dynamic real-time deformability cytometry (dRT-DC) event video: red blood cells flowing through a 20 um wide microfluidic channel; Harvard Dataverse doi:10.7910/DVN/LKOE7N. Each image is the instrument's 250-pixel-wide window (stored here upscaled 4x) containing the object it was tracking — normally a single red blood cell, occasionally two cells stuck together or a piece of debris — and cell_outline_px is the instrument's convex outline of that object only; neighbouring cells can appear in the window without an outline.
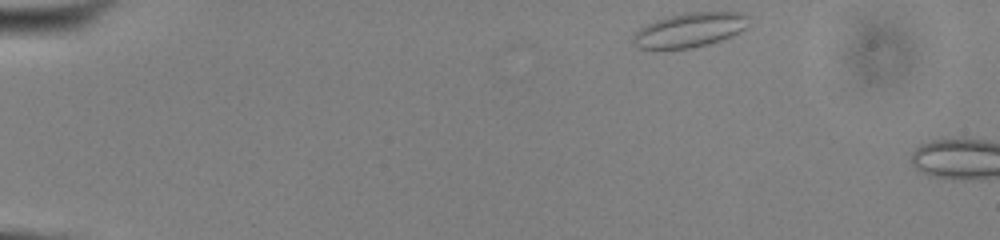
{"species": "common noctule bat (a hibernating species)", "species_latin": "Nyctalus noctula", "temperature_condition": "cold", "stored_images_in_passage": 43, "camera_frame_rate_fps": 3000, "um_per_image_px": 0.085, "animal": {"sex": "male", "body_mass_g": 13.0, "forearm_length_mm": 53.1}, "frame": {"image": 1, "passage_image": 1, "time_ms": 0.0, "image_size_px": [1000, 240], "cell_outline_px": [[748, 28], [732, 36], [708, 44], [692, 48], [636, 48], [632, 44], [632, 36], [644, 24], [668, 16], [684, 12], [740, 12], [748, 16]], "centroid_in_image_um": [58.62, 2.54], "position_along_channel_um": 26.4, "area_um2": 23.35}}
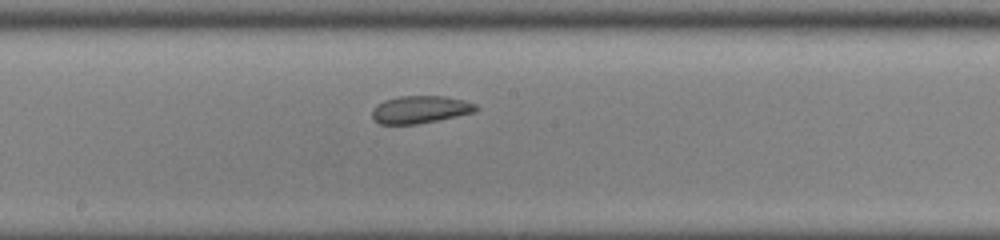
{"frame": {"image": 2, "passage_image": 23, "time_ms": 7.333, "image_size_px": [1000, 240], "cell_outline_px": [[480, 108], [476, 112], [416, 124], [380, 124], [372, 120], [372, 108], [376, 104], [384, 100], [400, 96], [444, 96], [464, 100], [476, 104]], "centroid_in_image_um": [35.7, 9.3], "position_along_channel_um": 212.5, "area_um2": 16.76}}
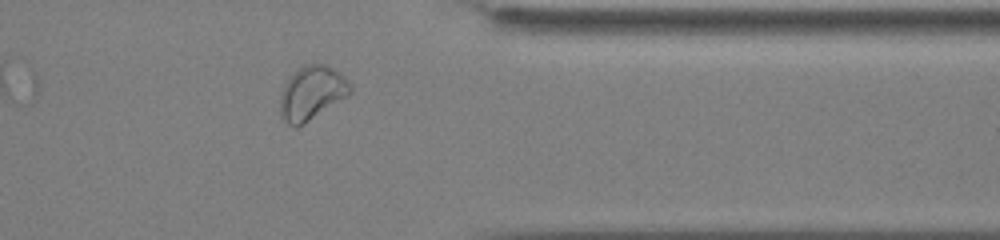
{"frame": {"image": 3, "passage_image": 37, "time_ms": 12.0, "image_size_px": [1000, 240], "cell_outline_px": [[352, 92], [348, 96], [304, 124], [296, 128], [288, 124], [280, 116], [280, 96], [284, 84], [304, 64], [324, 64], [340, 72], [348, 80], [352, 88]], "centroid_in_image_um": [26.51, 7.92], "position_along_channel_um": 384.9, "area_um2": 21.96}, "authors_computed_cell_mechanics": {"area_um2": 18.0914, "velocity_mm_per_s": 3.8256, "shape_relaxation_time_tau1_ms": null, "shape_relaxation_time_tau2_ms": 1.4136, "deformation_change_tau1": null, "deformation_change_tau2": 0.0379}}